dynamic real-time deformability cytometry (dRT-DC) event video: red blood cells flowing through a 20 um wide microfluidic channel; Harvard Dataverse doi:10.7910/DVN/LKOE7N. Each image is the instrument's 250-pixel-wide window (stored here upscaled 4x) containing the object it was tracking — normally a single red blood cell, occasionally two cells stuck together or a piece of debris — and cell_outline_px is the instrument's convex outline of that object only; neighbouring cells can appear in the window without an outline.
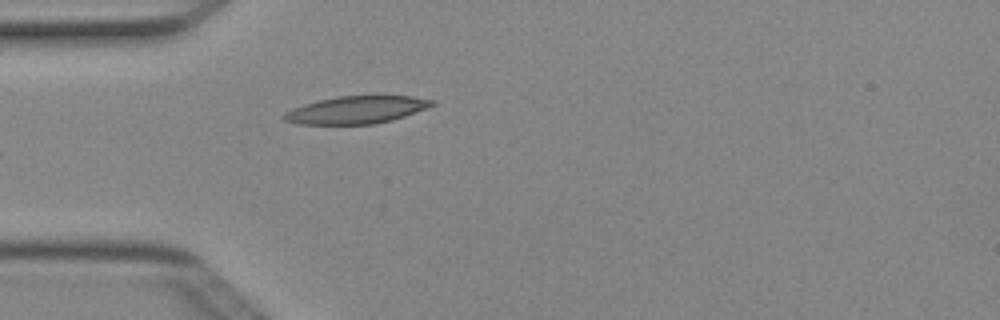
{"species": "Egyptian fruit bat (a non-hibernating species)", "species_latin": "Rousettus aegyptiacus", "temperature_condition": "cold", "stored_images_in_passage": 4, "camera_frame_rate_fps": 3000, "um_per_image_px": 0.085, "animal": {"sex": "female"}, "frame": {"image": 1, "passage_image": 4, "time_ms": 1.0, "image_size_px": [1000, 320], "cell_outline_px": [[436, 104], [404, 116], [392, 120], [372, 124], [296, 124], [284, 120], [280, 116], [284, 112], [292, 108], [304, 104], [336, 96], [376, 92], [412, 96], [436, 100]], "centroid_in_image_um": [30.33, 9.28], "position_along_channel_um": 54.7, "area_um2": 24.8}}